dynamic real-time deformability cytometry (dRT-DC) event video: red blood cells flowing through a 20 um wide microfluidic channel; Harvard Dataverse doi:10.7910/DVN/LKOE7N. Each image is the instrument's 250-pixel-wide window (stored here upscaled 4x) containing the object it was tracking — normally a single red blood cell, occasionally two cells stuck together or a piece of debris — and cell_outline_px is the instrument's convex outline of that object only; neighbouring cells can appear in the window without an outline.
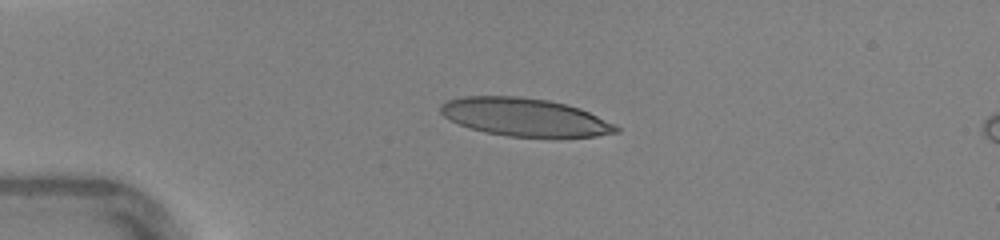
{"species": "human", "species_latin": "Homo sapiens", "temperature_condition": "warm", "stored_images_in_passage": 36, "camera_frame_rate_fps": 3000, "um_per_image_px": 0.085, "donor": {"sex": "female"}, "frame": {"image": 1, "passage_image": 1, "time_ms": 0.0, "image_size_px": [1000, 240], "cell_outline_px": [[620, 132], [596, 136], [508, 136], [484, 132], [448, 120], [440, 112], [440, 104], [448, 100], [464, 96], [516, 96], [548, 100], [580, 108], [616, 124], [620, 128]], "centroid_in_image_um": [44.6, 9.95], "position_along_channel_um": 40.4, "area_um2": 38.61}}
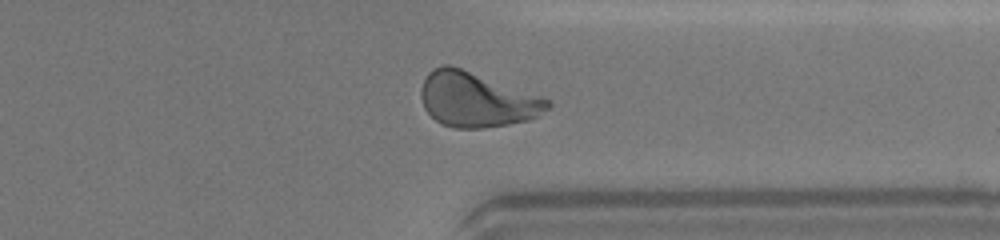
{"frame": {"image": 2, "passage_image": 26, "time_ms": 8.333, "image_size_px": [1000, 240], "cell_outline_px": [[552, 104], [548, 108], [536, 116], [528, 120], [508, 124], [484, 128], [456, 128], [440, 124], [424, 108], [420, 96], [420, 88], [428, 72], [432, 68], [444, 64], [448, 64], [460, 68], [552, 100]], "centroid_in_image_um": [40.48, 8.47], "position_along_channel_um": 370.9, "area_um2": 40.11}}
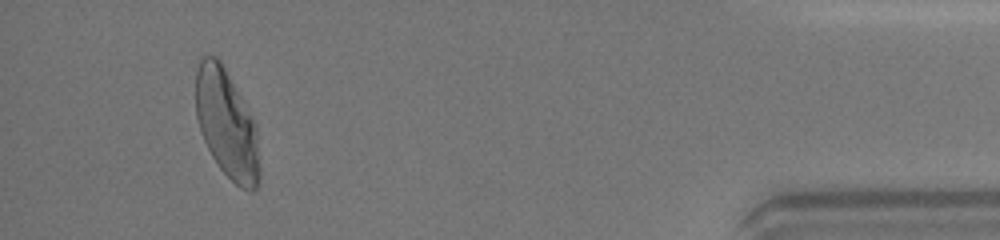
{"frame": {"image": 3, "passage_image": 33, "time_ms": 10.667, "image_size_px": [1000, 240], "cell_outline_px": [[260, 184], [252, 192], [248, 192], [240, 188], [220, 168], [212, 156], [200, 132], [196, 116], [196, 72], [200, 60], [204, 56], [216, 56], [220, 60], [252, 116], [256, 124], [260, 164]], "centroid_in_image_um": [19.29, 10.59], "position_along_channel_um": 415.9, "area_um2": 40.46}, "authors_computed_cell_mechanics": {"area_um2": 39.4485, "velocity_mm_per_s": 4.403, "shape_relaxation_time_tau1_ms": 5.0827, "shape_relaxation_time_tau2_ms": 0.8321, "deformation_change_tau1": 0.2233, "deformation_change_tau2": 0.0924}}